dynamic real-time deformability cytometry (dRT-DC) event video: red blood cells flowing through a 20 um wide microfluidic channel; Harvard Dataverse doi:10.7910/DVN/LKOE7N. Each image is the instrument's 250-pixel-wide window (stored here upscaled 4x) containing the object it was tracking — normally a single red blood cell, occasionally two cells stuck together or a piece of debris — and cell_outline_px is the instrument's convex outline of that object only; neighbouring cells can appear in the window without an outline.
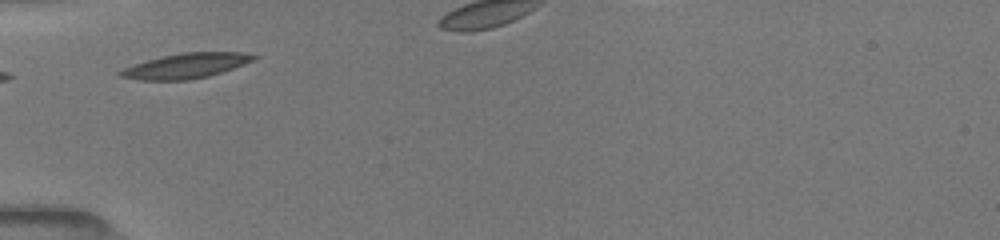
{"species": "common noctule bat (a hibernating species)", "species_latin": "Nyctalus noctula", "temperature_condition": "room temperature", "stored_images_in_passage": 4, "camera_frame_rate_fps": 3000, "um_per_image_px": 0.085, "animal": {"sex": "female", "body_mass_g": 19.5, "forearm_length_mm": 54.1}, "frame": {"image": 1, "passage_image": 2, "time_ms": 1.0, "image_size_px": [1000, 240], "cell_outline_px": [[260, 56], [252, 60], [232, 68], [208, 76], [188, 80], [140, 80], [120, 76], [116, 72], [124, 68], [160, 56], [184, 52], [244, 52]], "centroid_in_image_um": [15.79, 5.59], "position_along_channel_um": 69.2, "area_um2": 19.19}}